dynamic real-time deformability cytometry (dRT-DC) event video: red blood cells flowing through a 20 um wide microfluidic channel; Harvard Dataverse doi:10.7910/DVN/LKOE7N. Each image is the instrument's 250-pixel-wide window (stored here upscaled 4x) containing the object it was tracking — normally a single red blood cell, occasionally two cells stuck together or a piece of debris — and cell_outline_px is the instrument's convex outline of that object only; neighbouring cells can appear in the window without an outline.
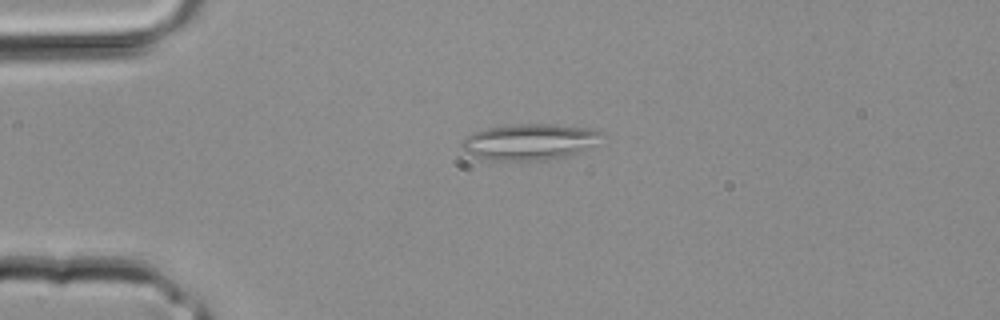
{"species": "common noctule bat (a hibernating species)", "species_latin": "Nyctalus noctula", "temperature_condition": "room temperature", "stored_images_in_passage": 3, "camera_frame_rate_fps": 3000, "um_per_image_px": 0.085, "animal": {"sex": "male", "body_mass_g": 20.4}, "frame": {"image": 1, "passage_image": 3, "time_ms": 0.667, "image_size_px": [1000, 320], "cell_outline_px": [[604, 132], [588, 148], [564, 156], [540, 160], [488, 160], [476, 156], [468, 152], [460, 144], [464, 136], [472, 132], [484, 128], [516, 124], [544, 124], [592, 128]], "centroid_in_image_um": [44.94, 12.04], "position_along_channel_um": 40.1, "area_um2": 28.96}}